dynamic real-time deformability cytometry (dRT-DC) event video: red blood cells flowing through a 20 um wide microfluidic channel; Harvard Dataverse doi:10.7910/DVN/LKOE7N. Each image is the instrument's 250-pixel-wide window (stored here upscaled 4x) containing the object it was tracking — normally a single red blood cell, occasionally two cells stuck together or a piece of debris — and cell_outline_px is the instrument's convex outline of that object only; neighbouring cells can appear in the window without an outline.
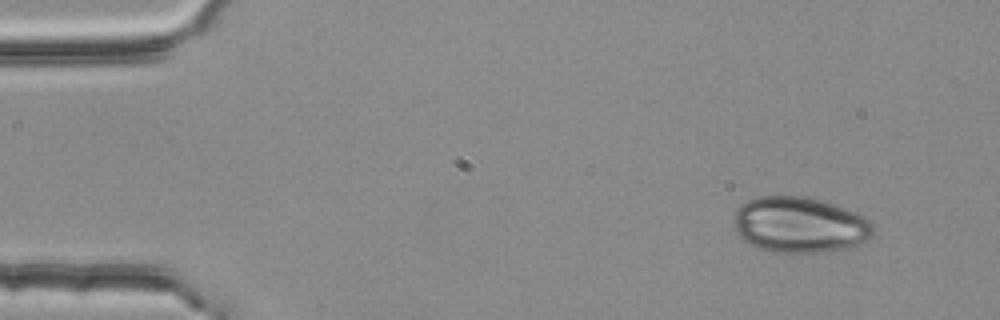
{"species": "common noctule bat (a hibernating species)", "species_latin": "Nyctalus noctula", "temperature_condition": "room temperature", "stored_images_in_passage": 3, "camera_frame_rate_fps": 3000, "um_per_image_px": 0.085, "animal": {"sex": "female", "body_mass_g": 25.1}, "frame": {"image": 1, "passage_image": 1, "time_ms": 0.0, "image_size_px": [1000, 320], "cell_outline_px": [[872, 236], [852, 248], [820, 252], [772, 252], [748, 244], [736, 232], [732, 220], [732, 216], [736, 208], [740, 204], [748, 200], [760, 196], [804, 196], [836, 204], [856, 212], [864, 216], [872, 224]], "centroid_in_image_um": [67.94, 19.1], "position_along_channel_um": 17.1, "area_um2": 45.72}}